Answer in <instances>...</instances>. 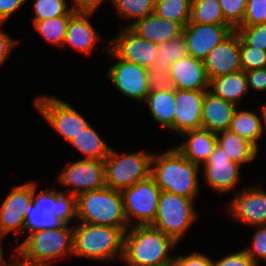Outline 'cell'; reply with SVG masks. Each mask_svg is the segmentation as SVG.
I'll use <instances>...</instances> for the list:
<instances>
[{"label":"cell","instance_id":"cell-1","mask_svg":"<svg viewBox=\"0 0 266 266\" xmlns=\"http://www.w3.org/2000/svg\"><path fill=\"white\" fill-rule=\"evenodd\" d=\"M36 185L33 182L32 202L25 209L23 233L59 228L77 219L76 196L52 189L36 193Z\"/></svg>","mask_w":266,"mask_h":266},{"label":"cell","instance_id":"cell-2","mask_svg":"<svg viewBox=\"0 0 266 266\" xmlns=\"http://www.w3.org/2000/svg\"><path fill=\"white\" fill-rule=\"evenodd\" d=\"M178 244L151 225L132 226L125 231L122 261L127 266H162L173 262L170 255Z\"/></svg>","mask_w":266,"mask_h":266},{"label":"cell","instance_id":"cell-3","mask_svg":"<svg viewBox=\"0 0 266 266\" xmlns=\"http://www.w3.org/2000/svg\"><path fill=\"white\" fill-rule=\"evenodd\" d=\"M199 168L173 147L157 155L153 153L150 176L161 191L195 199L199 193Z\"/></svg>","mask_w":266,"mask_h":266},{"label":"cell","instance_id":"cell-4","mask_svg":"<svg viewBox=\"0 0 266 266\" xmlns=\"http://www.w3.org/2000/svg\"><path fill=\"white\" fill-rule=\"evenodd\" d=\"M73 229V256L97 261L118 256L122 260L125 232L121 228L80 222Z\"/></svg>","mask_w":266,"mask_h":266},{"label":"cell","instance_id":"cell-5","mask_svg":"<svg viewBox=\"0 0 266 266\" xmlns=\"http://www.w3.org/2000/svg\"><path fill=\"white\" fill-rule=\"evenodd\" d=\"M74 229L68 224L27 235L15 249L16 255L28 263L50 266L55 259L73 255Z\"/></svg>","mask_w":266,"mask_h":266},{"label":"cell","instance_id":"cell-6","mask_svg":"<svg viewBox=\"0 0 266 266\" xmlns=\"http://www.w3.org/2000/svg\"><path fill=\"white\" fill-rule=\"evenodd\" d=\"M77 219L81 222L121 228L130 227L126 221L121 191L104 187L77 196Z\"/></svg>","mask_w":266,"mask_h":266},{"label":"cell","instance_id":"cell-7","mask_svg":"<svg viewBox=\"0 0 266 266\" xmlns=\"http://www.w3.org/2000/svg\"><path fill=\"white\" fill-rule=\"evenodd\" d=\"M153 153L119 154L111 148L104 159L106 187L122 191L150 176Z\"/></svg>","mask_w":266,"mask_h":266},{"label":"cell","instance_id":"cell-8","mask_svg":"<svg viewBox=\"0 0 266 266\" xmlns=\"http://www.w3.org/2000/svg\"><path fill=\"white\" fill-rule=\"evenodd\" d=\"M193 200L161 191L155 220L151 226L171 237L177 244L198 215Z\"/></svg>","mask_w":266,"mask_h":266},{"label":"cell","instance_id":"cell-9","mask_svg":"<svg viewBox=\"0 0 266 266\" xmlns=\"http://www.w3.org/2000/svg\"><path fill=\"white\" fill-rule=\"evenodd\" d=\"M121 194L128 226L134 219L136 222L131 223V227L152 225L155 220L161 194V190L155 184L154 179L149 176L123 189Z\"/></svg>","mask_w":266,"mask_h":266},{"label":"cell","instance_id":"cell-10","mask_svg":"<svg viewBox=\"0 0 266 266\" xmlns=\"http://www.w3.org/2000/svg\"><path fill=\"white\" fill-rule=\"evenodd\" d=\"M33 104L40 115L68 142L89 125L76 109L57 97L40 95L34 99Z\"/></svg>","mask_w":266,"mask_h":266},{"label":"cell","instance_id":"cell-11","mask_svg":"<svg viewBox=\"0 0 266 266\" xmlns=\"http://www.w3.org/2000/svg\"><path fill=\"white\" fill-rule=\"evenodd\" d=\"M59 183L64 186H72L68 193L78 196L81 193L99 190L106 187L104 160L79 159L67 164L60 171Z\"/></svg>","mask_w":266,"mask_h":266},{"label":"cell","instance_id":"cell-12","mask_svg":"<svg viewBox=\"0 0 266 266\" xmlns=\"http://www.w3.org/2000/svg\"><path fill=\"white\" fill-rule=\"evenodd\" d=\"M110 56L118 59L108 70L107 76L124 96L136 101H145L150 92L148 69L117 56L107 47Z\"/></svg>","mask_w":266,"mask_h":266},{"label":"cell","instance_id":"cell-13","mask_svg":"<svg viewBox=\"0 0 266 266\" xmlns=\"http://www.w3.org/2000/svg\"><path fill=\"white\" fill-rule=\"evenodd\" d=\"M109 49L117 58L136 63L149 69L157 56L158 44L138 36L128 26L122 28L119 35L109 42Z\"/></svg>","mask_w":266,"mask_h":266},{"label":"cell","instance_id":"cell-14","mask_svg":"<svg viewBox=\"0 0 266 266\" xmlns=\"http://www.w3.org/2000/svg\"><path fill=\"white\" fill-rule=\"evenodd\" d=\"M234 29L231 24H202L189 21L183 27L188 55L203 61Z\"/></svg>","mask_w":266,"mask_h":266},{"label":"cell","instance_id":"cell-15","mask_svg":"<svg viewBox=\"0 0 266 266\" xmlns=\"http://www.w3.org/2000/svg\"><path fill=\"white\" fill-rule=\"evenodd\" d=\"M33 182L13 187L0 205V236L23 233L25 209L32 202Z\"/></svg>","mask_w":266,"mask_h":266},{"label":"cell","instance_id":"cell-16","mask_svg":"<svg viewBox=\"0 0 266 266\" xmlns=\"http://www.w3.org/2000/svg\"><path fill=\"white\" fill-rule=\"evenodd\" d=\"M207 185L213 190L226 193L239 184L241 165L230 160L224 150L216 145L208 160L203 164Z\"/></svg>","mask_w":266,"mask_h":266},{"label":"cell","instance_id":"cell-17","mask_svg":"<svg viewBox=\"0 0 266 266\" xmlns=\"http://www.w3.org/2000/svg\"><path fill=\"white\" fill-rule=\"evenodd\" d=\"M210 79L242 70L240 37L234 29L203 60Z\"/></svg>","mask_w":266,"mask_h":266},{"label":"cell","instance_id":"cell-18","mask_svg":"<svg viewBox=\"0 0 266 266\" xmlns=\"http://www.w3.org/2000/svg\"><path fill=\"white\" fill-rule=\"evenodd\" d=\"M261 187H246L238 192L230 202V215L247 225H266V192Z\"/></svg>","mask_w":266,"mask_h":266},{"label":"cell","instance_id":"cell-19","mask_svg":"<svg viewBox=\"0 0 266 266\" xmlns=\"http://www.w3.org/2000/svg\"><path fill=\"white\" fill-rule=\"evenodd\" d=\"M206 91L175 89L174 132L202 128V107Z\"/></svg>","mask_w":266,"mask_h":266},{"label":"cell","instance_id":"cell-20","mask_svg":"<svg viewBox=\"0 0 266 266\" xmlns=\"http://www.w3.org/2000/svg\"><path fill=\"white\" fill-rule=\"evenodd\" d=\"M172 87L182 90H209V78L204 62L190 55L179 59L170 66Z\"/></svg>","mask_w":266,"mask_h":266},{"label":"cell","instance_id":"cell-21","mask_svg":"<svg viewBox=\"0 0 266 266\" xmlns=\"http://www.w3.org/2000/svg\"><path fill=\"white\" fill-rule=\"evenodd\" d=\"M95 10L79 9L70 19L66 31L65 45H70L77 52L90 54L97 41H100V34L91 24L89 17Z\"/></svg>","mask_w":266,"mask_h":266},{"label":"cell","instance_id":"cell-22","mask_svg":"<svg viewBox=\"0 0 266 266\" xmlns=\"http://www.w3.org/2000/svg\"><path fill=\"white\" fill-rule=\"evenodd\" d=\"M129 28L138 36L156 44L165 43L183 34L180 23L159 17L155 13L133 22Z\"/></svg>","mask_w":266,"mask_h":266},{"label":"cell","instance_id":"cell-23","mask_svg":"<svg viewBox=\"0 0 266 266\" xmlns=\"http://www.w3.org/2000/svg\"><path fill=\"white\" fill-rule=\"evenodd\" d=\"M237 106L206 91L202 107V128L219 133L229 128Z\"/></svg>","mask_w":266,"mask_h":266},{"label":"cell","instance_id":"cell-24","mask_svg":"<svg viewBox=\"0 0 266 266\" xmlns=\"http://www.w3.org/2000/svg\"><path fill=\"white\" fill-rule=\"evenodd\" d=\"M180 135L184 141L175 148L189 161L204 164L217 145V134L206 129L188 130Z\"/></svg>","mask_w":266,"mask_h":266},{"label":"cell","instance_id":"cell-25","mask_svg":"<svg viewBox=\"0 0 266 266\" xmlns=\"http://www.w3.org/2000/svg\"><path fill=\"white\" fill-rule=\"evenodd\" d=\"M209 91L225 101L239 106L242 97L249 91L245 71L241 70L210 79Z\"/></svg>","mask_w":266,"mask_h":266},{"label":"cell","instance_id":"cell-26","mask_svg":"<svg viewBox=\"0 0 266 266\" xmlns=\"http://www.w3.org/2000/svg\"><path fill=\"white\" fill-rule=\"evenodd\" d=\"M146 102L153 119L162 127L174 132L175 88L150 91Z\"/></svg>","mask_w":266,"mask_h":266},{"label":"cell","instance_id":"cell-27","mask_svg":"<svg viewBox=\"0 0 266 266\" xmlns=\"http://www.w3.org/2000/svg\"><path fill=\"white\" fill-rule=\"evenodd\" d=\"M217 145H219L230 160L242 166L252 162L258 155L259 149L246 138L241 137L229 129L217 133Z\"/></svg>","mask_w":266,"mask_h":266},{"label":"cell","instance_id":"cell-28","mask_svg":"<svg viewBox=\"0 0 266 266\" xmlns=\"http://www.w3.org/2000/svg\"><path fill=\"white\" fill-rule=\"evenodd\" d=\"M69 143L85 155L82 159L104 160L111 150L90 124Z\"/></svg>","mask_w":266,"mask_h":266},{"label":"cell","instance_id":"cell-29","mask_svg":"<svg viewBox=\"0 0 266 266\" xmlns=\"http://www.w3.org/2000/svg\"><path fill=\"white\" fill-rule=\"evenodd\" d=\"M257 113L238 110V107L230 122L229 130L253 143L258 149V139L263 134V123Z\"/></svg>","mask_w":266,"mask_h":266},{"label":"cell","instance_id":"cell-30","mask_svg":"<svg viewBox=\"0 0 266 266\" xmlns=\"http://www.w3.org/2000/svg\"><path fill=\"white\" fill-rule=\"evenodd\" d=\"M156 54L153 67L164 73H170V66L188 55L185 37L182 34L165 43L158 44Z\"/></svg>","mask_w":266,"mask_h":266},{"label":"cell","instance_id":"cell-31","mask_svg":"<svg viewBox=\"0 0 266 266\" xmlns=\"http://www.w3.org/2000/svg\"><path fill=\"white\" fill-rule=\"evenodd\" d=\"M77 8H72L66 15L57 18L38 20L33 25L34 28L42 35L46 41L56 46L62 47L66 31L69 24V19L78 11Z\"/></svg>","mask_w":266,"mask_h":266},{"label":"cell","instance_id":"cell-32","mask_svg":"<svg viewBox=\"0 0 266 266\" xmlns=\"http://www.w3.org/2000/svg\"><path fill=\"white\" fill-rule=\"evenodd\" d=\"M190 21L202 24H230L224 18L218 0H192Z\"/></svg>","mask_w":266,"mask_h":266},{"label":"cell","instance_id":"cell-33","mask_svg":"<svg viewBox=\"0 0 266 266\" xmlns=\"http://www.w3.org/2000/svg\"><path fill=\"white\" fill-rule=\"evenodd\" d=\"M192 0H155L154 13L159 17L180 23L190 21Z\"/></svg>","mask_w":266,"mask_h":266},{"label":"cell","instance_id":"cell-34","mask_svg":"<svg viewBox=\"0 0 266 266\" xmlns=\"http://www.w3.org/2000/svg\"><path fill=\"white\" fill-rule=\"evenodd\" d=\"M115 10L121 18L134 19L135 21L145 18L154 13L155 0H111Z\"/></svg>","mask_w":266,"mask_h":266},{"label":"cell","instance_id":"cell-35","mask_svg":"<svg viewBox=\"0 0 266 266\" xmlns=\"http://www.w3.org/2000/svg\"><path fill=\"white\" fill-rule=\"evenodd\" d=\"M73 6L69 8L66 0H34L33 24L38 20H46L66 15Z\"/></svg>","mask_w":266,"mask_h":266},{"label":"cell","instance_id":"cell-36","mask_svg":"<svg viewBox=\"0 0 266 266\" xmlns=\"http://www.w3.org/2000/svg\"><path fill=\"white\" fill-rule=\"evenodd\" d=\"M235 30L247 46L266 51V23L254 26H237Z\"/></svg>","mask_w":266,"mask_h":266},{"label":"cell","instance_id":"cell-37","mask_svg":"<svg viewBox=\"0 0 266 266\" xmlns=\"http://www.w3.org/2000/svg\"><path fill=\"white\" fill-rule=\"evenodd\" d=\"M240 58L244 71L266 67V51L247 46L241 39Z\"/></svg>","mask_w":266,"mask_h":266},{"label":"cell","instance_id":"cell-38","mask_svg":"<svg viewBox=\"0 0 266 266\" xmlns=\"http://www.w3.org/2000/svg\"><path fill=\"white\" fill-rule=\"evenodd\" d=\"M266 23V0H247L242 22L238 26Z\"/></svg>","mask_w":266,"mask_h":266},{"label":"cell","instance_id":"cell-39","mask_svg":"<svg viewBox=\"0 0 266 266\" xmlns=\"http://www.w3.org/2000/svg\"><path fill=\"white\" fill-rule=\"evenodd\" d=\"M224 18L236 28L243 20L247 0H218Z\"/></svg>","mask_w":266,"mask_h":266},{"label":"cell","instance_id":"cell-40","mask_svg":"<svg viewBox=\"0 0 266 266\" xmlns=\"http://www.w3.org/2000/svg\"><path fill=\"white\" fill-rule=\"evenodd\" d=\"M251 245L244 248L247 255L258 265L259 259L266 261V225L256 226Z\"/></svg>","mask_w":266,"mask_h":266},{"label":"cell","instance_id":"cell-41","mask_svg":"<svg viewBox=\"0 0 266 266\" xmlns=\"http://www.w3.org/2000/svg\"><path fill=\"white\" fill-rule=\"evenodd\" d=\"M213 266H259L251 259L245 250L226 255L218 260H213Z\"/></svg>","mask_w":266,"mask_h":266},{"label":"cell","instance_id":"cell-42","mask_svg":"<svg viewBox=\"0 0 266 266\" xmlns=\"http://www.w3.org/2000/svg\"><path fill=\"white\" fill-rule=\"evenodd\" d=\"M148 81L150 91L172 88L170 74L164 73L153 66L148 69Z\"/></svg>","mask_w":266,"mask_h":266},{"label":"cell","instance_id":"cell-43","mask_svg":"<svg viewBox=\"0 0 266 266\" xmlns=\"http://www.w3.org/2000/svg\"><path fill=\"white\" fill-rule=\"evenodd\" d=\"M173 264L174 266H213V260L207 255L196 252L187 256H174Z\"/></svg>","mask_w":266,"mask_h":266},{"label":"cell","instance_id":"cell-44","mask_svg":"<svg viewBox=\"0 0 266 266\" xmlns=\"http://www.w3.org/2000/svg\"><path fill=\"white\" fill-rule=\"evenodd\" d=\"M247 76L248 90L253 89L255 91L266 90V67L257 68L245 71Z\"/></svg>","mask_w":266,"mask_h":266},{"label":"cell","instance_id":"cell-45","mask_svg":"<svg viewBox=\"0 0 266 266\" xmlns=\"http://www.w3.org/2000/svg\"><path fill=\"white\" fill-rule=\"evenodd\" d=\"M4 22L0 21V26ZM18 44V40L12 39L7 33L0 30V66L7 59L9 53L14 49L15 45Z\"/></svg>","mask_w":266,"mask_h":266},{"label":"cell","instance_id":"cell-46","mask_svg":"<svg viewBox=\"0 0 266 266\" xmlns=\"http://www.w3.org/2000/svg\"><path fill=\"white\" fill-rule=\"evenodd\" d=\"M27 0H0V21L5 22Z\"/></svg>","mask_w":266,"mask_h":266},{"label":"cell","instance_id":"cell-47","mask_svg":"<svg viewBox=\"0 0 266 266\" xmlns=\"http://www.w3.org/2000/svg\"><path fill=\"white\" fill-rule=\"evenodd\" d=\"M102 1L103 0H74L72 6L77 9L96 10Z\"/></svg>","mask_w":266,"mask_h":266},{"label":"cell","instance_id":"cell-48","mask_svg":"<svg viewBox=\"0 0 266 266\" xmlns=\"http://www.w3.org/2000/svg\"><path fill=\"white\" fill-rule=\"evenodd\" d=\"M18 257V258H17ZM15 260H11V263L9 266H46L42 264H34V263H28L22 260L19 256H17Z\"/></svg>","mask_w":266,"mask_h":266},{"label":"cell","instance_id":"cell-49","mask_svg":"<svg viewBox=\"0 0 266 266\" xmlns=\"http://www.w3.org/2000/svg\"><path fill=\"white\" fill-rule=\"evenodd\" d=\"M3 237L0 236V266H9L11 261L10 262H7L4 260V252H3V249H2V246H1V239Z\"/></svg>","mask_w":266,"mask_h":266},{"label":"cell","instance_id":"cell-50","mask_svg":"<svg viewBox=\"0 0 266 266\" xmlns=\"http://www.w3.org/2000/svg\"><path fill=\"white\" fill-rule=\"evenodd\" d=\"M261 114H262V118H263V120L265 121L264 123H265V127H266V102H265V105H264V107L261 109Z\"/></svg>","mask_w":266,"mask_h":266},{"label":"cell","instance_id":"cell-51","mask_svg":"<svg viewBox=\"0 0 266 266\" xmlns=\"http://www.w3.org/2000/svg\"><path fill=\"white\" fill-rule=\"evenodd\" d=\"M162 266H174L173 262L170 263V264H165V265H162Z\"/></svg>","mask_w":266,"mask_h":266}]
</instances>
